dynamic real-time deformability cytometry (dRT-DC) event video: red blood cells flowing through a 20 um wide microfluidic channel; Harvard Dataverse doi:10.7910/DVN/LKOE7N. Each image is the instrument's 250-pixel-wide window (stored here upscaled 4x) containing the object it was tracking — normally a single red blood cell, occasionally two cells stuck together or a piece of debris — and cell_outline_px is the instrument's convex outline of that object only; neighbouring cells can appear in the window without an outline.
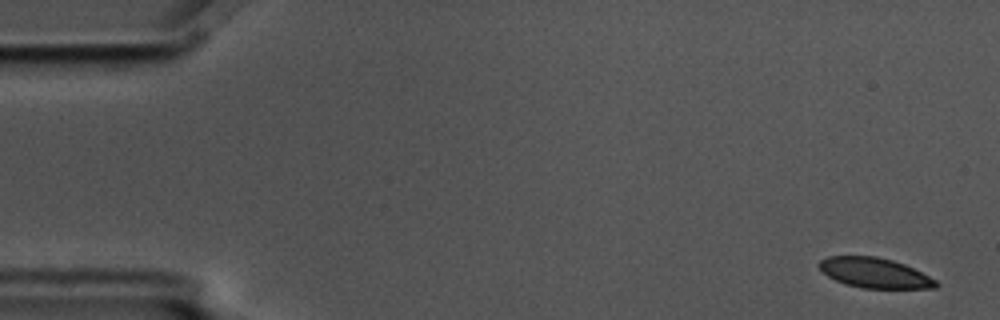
{"species": "common noctule bat (a hibernating species)", "species_latin": "Nyctalus noctula", "temperature_condition": "cold", "stored_images_in_passage": 4, "camera_frame_rate_fps": 3000, "um_per_image_px": 0.085, "animal": {"sex": "male", "body_mass_g": 17.5, "forearm_length_mm": 52.3}, "frame": {"image": 1, "passage_image": 1, "time_ms": 0.0, "image_size_px": [1000, 320], "cell_outline_px": [[940, 284], [936, 288], [864, 288], [848, 284], [836, 280], [828, 276], [820, 268], [820, 260], [828, 256], [876, 256], [892, 260], [904, 264], [936, 280]], "centroid_in_image_um": [74.36, 23.19], "position_along_channel_um": 10.6, "area_um2": 20.11}}
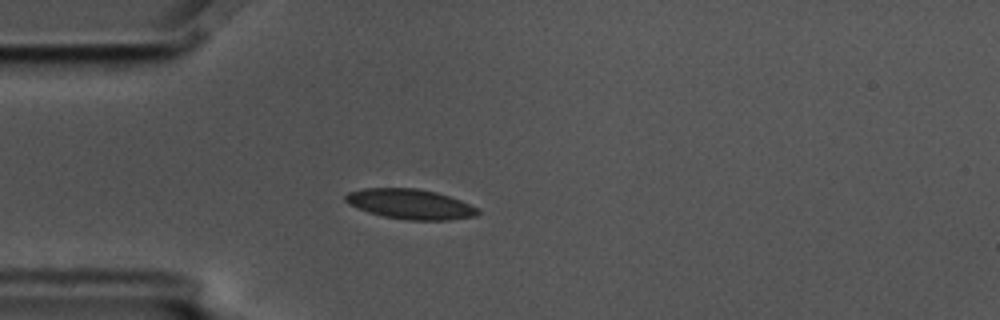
{"frame": {"image": 2, "passage_image": 4, "time_ms": 1.0, "image_size_px": [1000, 320], "cell_outline_px": [[480, 212], [476, 216], [448, 220], [408, 220], [384, 216], [368, 212], [348, 204], [344, 200], [344, 196], [348, 192], [364, 188], [416, 188], [436, 192], [460, 200], [476, 208]], "centroid_in_image_um": [34.83, 17.34], "position_along_channel_um": 50.2, "area_um2": 23.0}}